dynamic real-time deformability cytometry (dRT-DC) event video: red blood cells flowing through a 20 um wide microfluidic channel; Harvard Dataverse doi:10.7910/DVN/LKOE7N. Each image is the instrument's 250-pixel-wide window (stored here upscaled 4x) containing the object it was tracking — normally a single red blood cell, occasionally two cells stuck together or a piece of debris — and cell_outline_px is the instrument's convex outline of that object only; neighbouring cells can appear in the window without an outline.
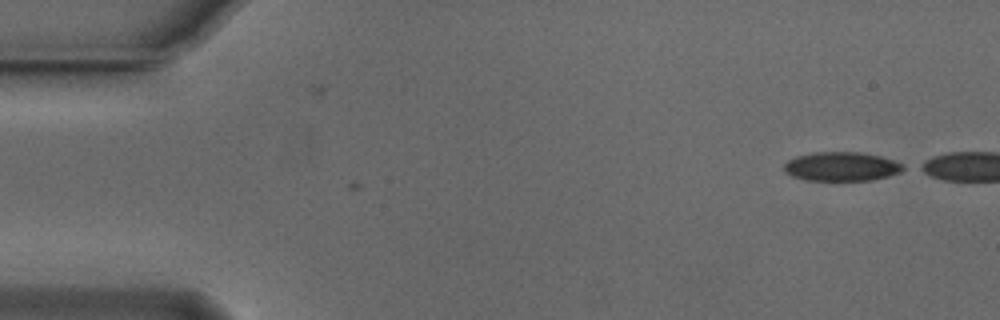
{"species": "Egyptian fruit bat (a non-hibernating species)", "species_latin": "Rousettus aegyptiacus", "temperature_condition": "cold", "stored_images_in_passage": 2, "camera_frame_rate_fps": 3000, "um_per_image_px": 0.085, "animal": {"sex": "male"}, "frame": {"image": 1, "passage_image": 2, "time_ms": 0.333, "image_size_px": [1000, 320], "cell_outline_px": [[908, 168], [900, 172], [888, 176], [872, 180], [804, 180], [792, 176], [784, 172], [784, 164], [788, 160], [796, 156], [812, 152], [860, 152], [880, 156], [904, 164]], "centroid_in_image_um": [71.53, 14.15], "position_along_channel_um": 13.5, "area_um2": 20.29}}